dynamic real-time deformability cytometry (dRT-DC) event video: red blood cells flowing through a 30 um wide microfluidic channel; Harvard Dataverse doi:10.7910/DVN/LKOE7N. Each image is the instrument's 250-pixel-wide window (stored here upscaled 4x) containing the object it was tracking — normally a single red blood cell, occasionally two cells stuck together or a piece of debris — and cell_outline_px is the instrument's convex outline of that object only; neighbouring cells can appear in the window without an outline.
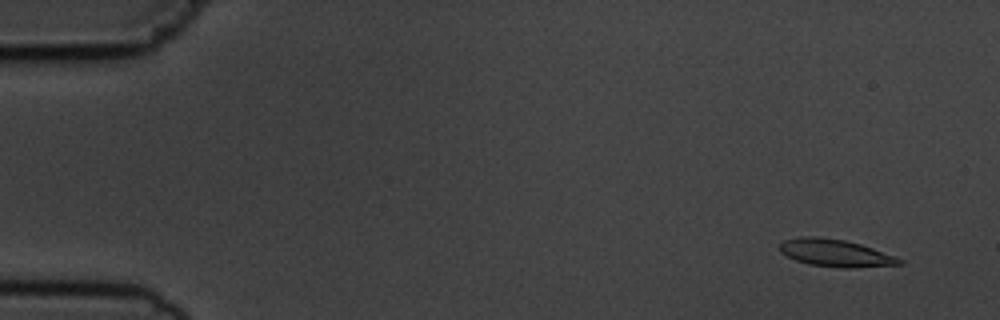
{"species": "common noctule bat (a hibernating species)", "species_latin": "Nyctalus noctula", "temperature_condition": "cold", "stored_images_in_passage": 6, "camera_frame_rate_fps": 3000, "um_per_image_px": 0.085, "animal": {"sex": "male", "body_mass_g": 19.5, "forearm_length_mm": 54.6}, "frame": {"image": 1, "passage_image": 1, "time_ms": 0.0, "image_size_px": [1000, 320], "cell_outline_px": [[904, 264], [852, 268], [840, 268], [808, 264], [796, 260], [780, 252], [776, 248], [784, 240], [800, 236], [820, 236], [844, 240], [860, 244], [896, 256], [904, 260]], "centroid_in_image_um": [71.0, 21.5], "position_along_channel_um": 14.0, "area_um2": 19.31}}
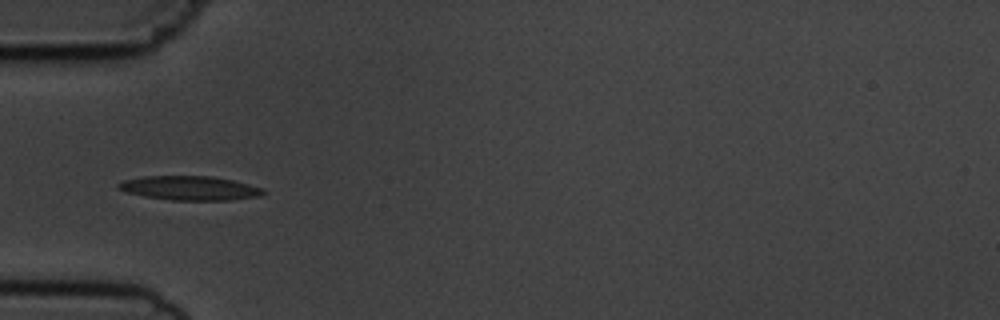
{"frame": {"image": 2, "passage_image": 5, "time_ms": 4.667, "image_size_px": [1000, 320], "cell_outline_px": [[268, 192], [260, 196], [232, 200], [172, 200], [144, 196], [124, 192], [116, 188], [116, 184], [124, 180], [144, 176], [212, 176], [232, 180], [264, 188]], "centroid_in_image_um": [16.13, 15.99], "position_along_channel_um": 68.9, "area_um2": 20.58}}
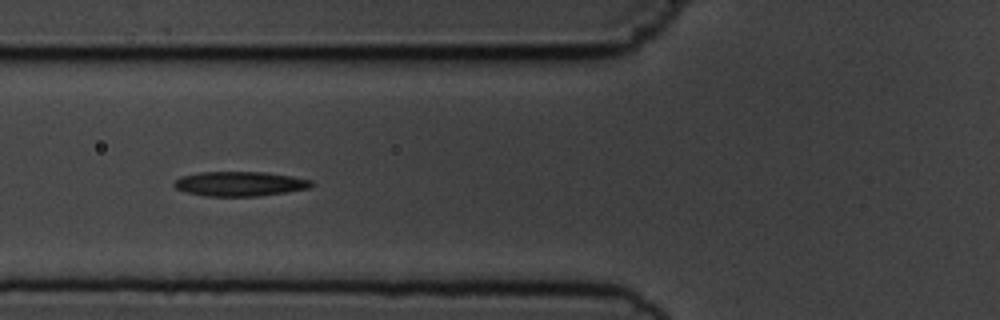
{"frame": {"image": 3, "passage_image": 6, "time_ms": 5.667, "image_size_px": [1000, 320], "cell_outline_px": [[316, 184], [312, 188], [288, 192], [256, 196], [208, 196], [184, 192], [176, 188], [172, 184], [180, 176], [200, 172], [264, 172], [292, 176], [312, 180]], "centroid_in_image_um": [20.43, 15.62], "position_along_channel_um": 105.4, "area_um2": 19.88}}